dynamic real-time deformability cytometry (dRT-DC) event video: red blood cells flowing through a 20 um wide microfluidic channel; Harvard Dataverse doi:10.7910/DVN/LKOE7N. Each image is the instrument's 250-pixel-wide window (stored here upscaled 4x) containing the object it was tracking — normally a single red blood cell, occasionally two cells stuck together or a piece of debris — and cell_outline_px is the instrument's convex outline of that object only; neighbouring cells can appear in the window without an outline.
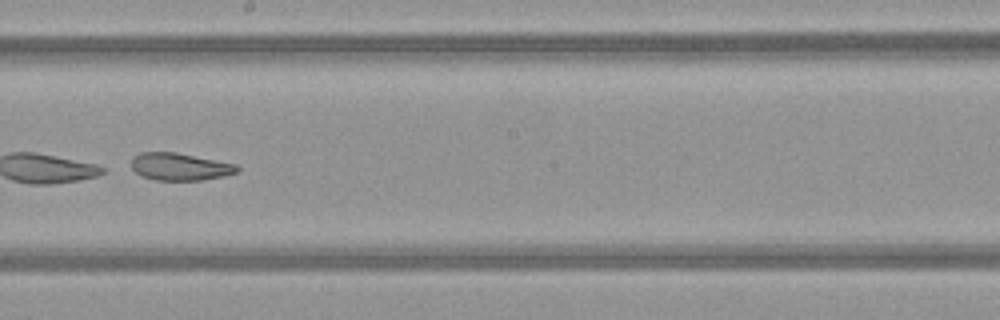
{"species": "common noctule bat (a hibernating species)", "species_latin": "Nyctalus noctula", "temperature_condition": "warm", "stored_images_in_passage": 50, "camera_frame_rate_fps": 3000, "um_per_image_px": 0.085, "animal": {"sex": "female", "body_mass_g": 21.9}, "frame": {"image": 1, "passage_image": 29, "time_ms": 9.333, "image_size_px": [1000, 320], "cell_outline_px": [[240, 168], [236, 172], [224, 176], [204, 180], [156, 180], [140, 176], [132, 168], [132, 156], [140, 152], [176, 152], [236, 164]], "centroid_in_image_um": [15.27, 14.17], "position_along_channel_um": 232.9, "area_um2": 16.94}}